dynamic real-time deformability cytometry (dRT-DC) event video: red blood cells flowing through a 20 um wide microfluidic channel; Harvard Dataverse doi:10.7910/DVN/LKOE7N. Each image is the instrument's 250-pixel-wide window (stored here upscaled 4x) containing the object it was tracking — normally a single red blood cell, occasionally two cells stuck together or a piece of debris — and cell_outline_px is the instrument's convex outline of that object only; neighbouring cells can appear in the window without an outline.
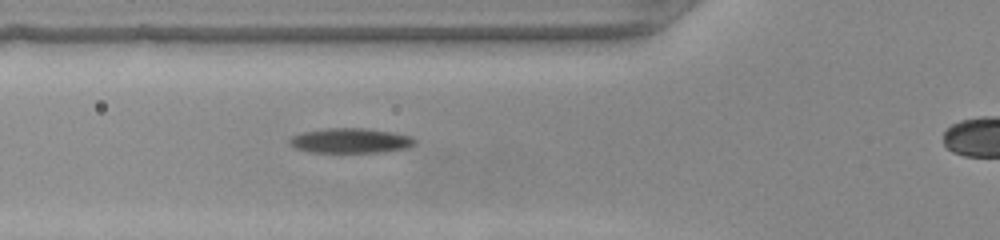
{"species": "common noctule bat (a hibernating species)", "species_latin": "Nyctalus noctula", "temperature_condition": "warm", "stored_images_in_passage": 28, "camera_frame_rate_fps": 3000, "um_per_image_px": 0.085, "animal": {"sex": "female", "body_mass_g": 22.0, "forearm_length_mm": 56.7}, "frame": {"image": 1, "passage_image": 3, "time_ms": 0.667, "image_size_px": [1000, 240], "cell_outline_px": [[416, 144], [408, 148], [380, 152], [308, 152], [296, 148], [288, 144], [288, 140], [292, 136], [304, 132], [328, 128], [368, 128], [392, 132], [412, 136], [416, 140]], "centroid_in_image_um": [29.81, 11.95], "position_along_channel_um": 96.0, "area_um2": 18.26}}
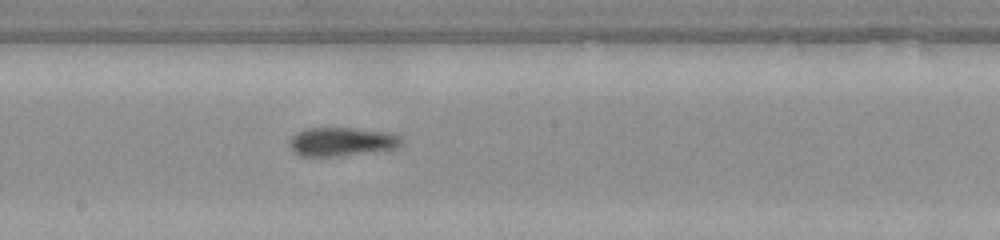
{"frame": {"image": 2, "passage_image": 12, "time_ms": 3.667, "image_size_px": [1000, 240], "cell_outline_px": [[404, 140], [396, 148], [340, 156], [300, 156], [292, 148], [292, 136], [296, 132], [308, 128], [360, 128], [388, 132], [400, 136]], "centroid_in_image_um": [29.09, 12.03], "position_along_channel_um": 219.1, "area_um2": 18.55}}
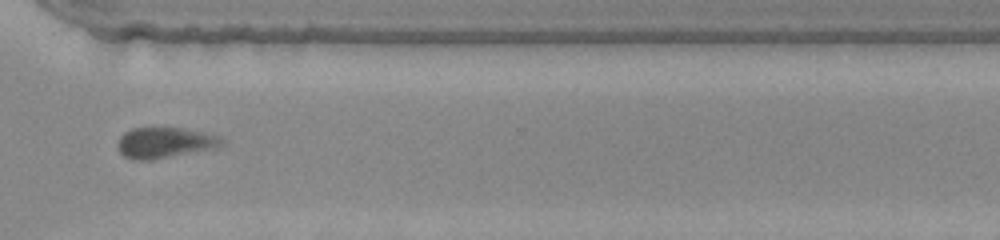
{"frame": {"image": 3, "passage_image": 22, "time_ms": 7.0, "image_size_px": [1000, 240], "cell_outline_px": [[228, 140], [216, 148], [148, 160], [132, 160], [124, 156], [120, 152], [116, 144], [120, 136], [124, 132], [132, 128], [184, 128], [204, 132], [220, 136]], "centroid_in_image_um": [14.01, 12.12], "position_along_channel_um": 356.6, "area_um2": 18.73}}